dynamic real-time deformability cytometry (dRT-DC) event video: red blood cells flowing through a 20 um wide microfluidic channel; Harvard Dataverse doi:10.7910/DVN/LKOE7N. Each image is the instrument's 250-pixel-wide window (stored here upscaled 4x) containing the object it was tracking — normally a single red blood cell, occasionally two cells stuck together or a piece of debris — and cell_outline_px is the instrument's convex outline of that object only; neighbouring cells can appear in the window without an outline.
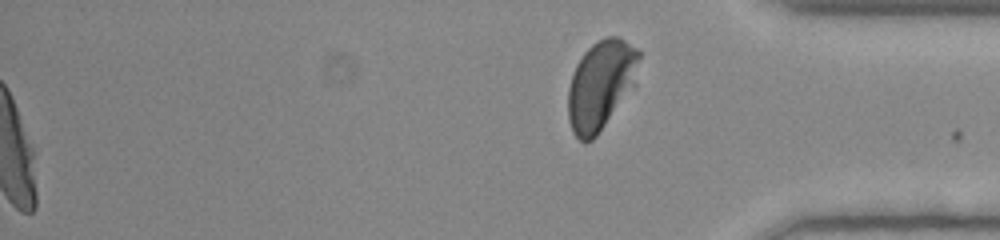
{"species": "human", "species_latin": "Homo sapiens", "temperature_condition": "room temperature", "stored_images_in_passage": 56, "segment_of_instrument_passage": [2, 2], "camera_frame_rate_fps": 3000, "um_per_image_px": 0.085, "donor": {"sex": "female"}, "frame": {"image": 1, "passage_image": 56, "time_ms": 18.333, "image_size_px": [1000, 240], "cell_outline_px": [[640, 56], [636, 84], [596, 136], [592, 140], [584, 144], [572, 132], [568, 120], [568, 88], [572, 72], [576, 64], [584, 52], [596, 40], [608, 36], [616, 36], [640, 48]], "centroid_in_image_um": [51.07, 7.2], "position_along_channel_um": 384.1, "area_um2": 37.34}}